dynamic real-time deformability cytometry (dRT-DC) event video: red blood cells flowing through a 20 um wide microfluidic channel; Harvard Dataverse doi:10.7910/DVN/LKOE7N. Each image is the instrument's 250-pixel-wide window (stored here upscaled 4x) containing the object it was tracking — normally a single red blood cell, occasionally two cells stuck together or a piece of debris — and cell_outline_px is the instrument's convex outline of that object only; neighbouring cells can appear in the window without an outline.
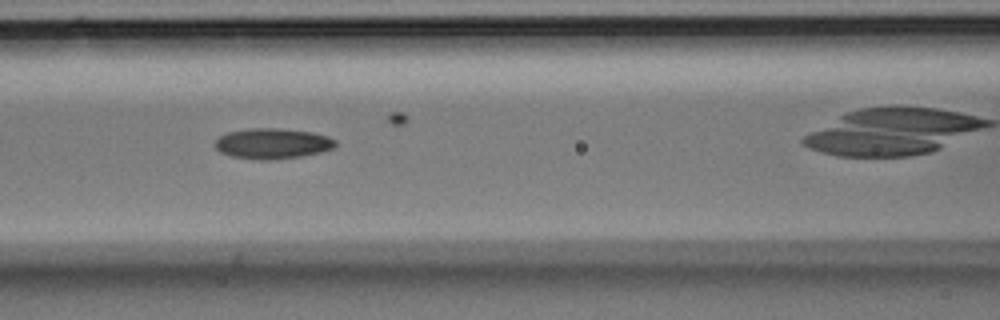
{"species": "Egyptian fruit bat (a non-hibernating species)", "species_latin": "Rousettus aegyptiacus", "temperature_condition": "room temperature", "stored_images_in_passage": 27, "camera_frame_rate_fps": 3000, "um_per_image_px": 0.085, "animal": {"sex": "male"}, "frame": {"image": 1, "passage_image": 10, "time_ms": 3.0, "image_size_px": [1000, 320], "cell_outline_px": [[336, 144], [332, 148], [320, 152], [300, 156], [276, 160], [260, 160], [232, 156], [220, 152], [216, 148], [216, 140], [220, 136], [228, 132], [252, 128], [280, 128], [312, 132], [328, 136], [336, 140]], "centroid_in_image_um": [23.17, 12.2], "position_along_channel_um": 143.4, "area_um2": 21.33}}
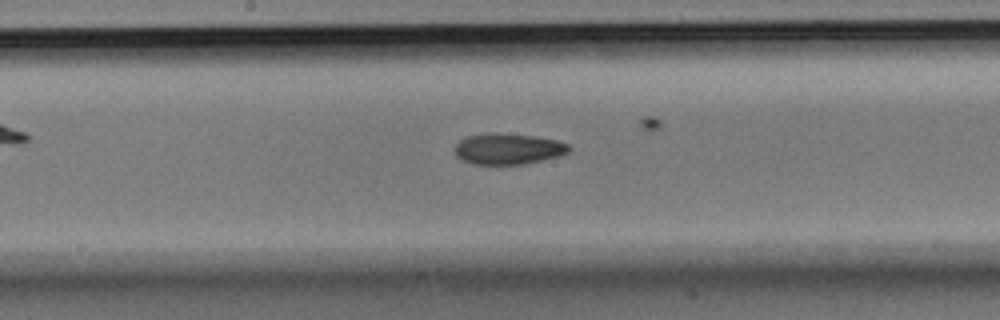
{"frame": {"image": 2, "passage_image": 14, "time_ms": 4.333, "image_size_px": [1000, 320], "cell_outline_px": [[572, 148], [568, 152], [556, 156], [524, 164], [472, 164], [456, 156], [456, 144], [460, 140], [468, 136], [488, 132], [532, 136], [556, 140], [568, 144]], "centroid_in_image_um": [43.17, 12.65], "position_along_channel_um": 205.0, "area_um2": 20.29}}
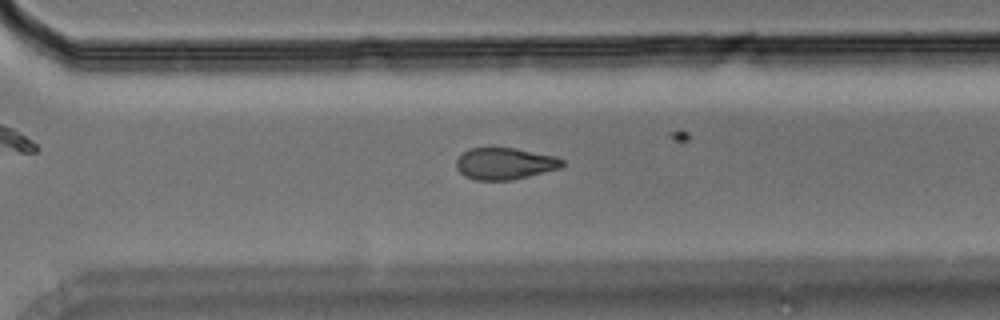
{"frame": {"image": 3, "passage_image": 22, "time_ms": 7.0, "image_size_px": [1000, 320], "cell_outline_px": [[564, 164], [560, 168], [512, 180], [476, 180], [464, 176], [456, 168], [456, 160], [468, 148], [512, 148], [556, 156], [564, 160]], "centroid_in_image_um": [42.9, 13.91], "position_along_channel_um": 327.7, "area_um2": 19.48}}